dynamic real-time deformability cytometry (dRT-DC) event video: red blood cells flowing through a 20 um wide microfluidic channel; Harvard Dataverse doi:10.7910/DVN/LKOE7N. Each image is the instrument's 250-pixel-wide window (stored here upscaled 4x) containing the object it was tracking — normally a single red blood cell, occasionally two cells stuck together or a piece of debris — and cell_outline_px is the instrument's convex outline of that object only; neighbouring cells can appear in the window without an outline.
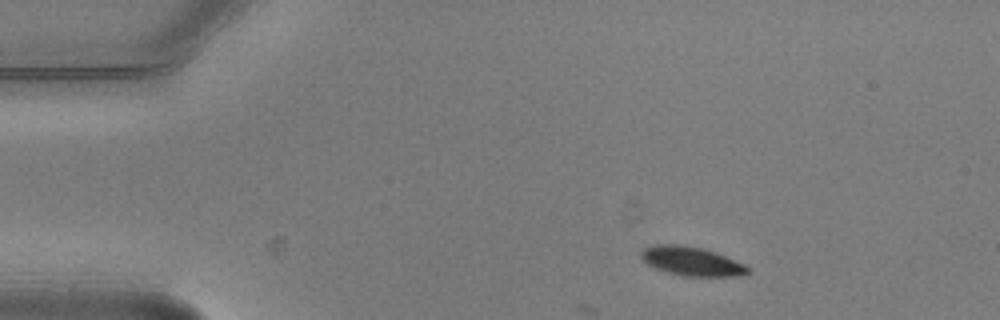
{"species": "common noctule bat (a hibernating species)", "species_latin": "Nyctalus noctula", "temperature_condition": "warm", "stored_images_in_passage": 5, "camera_frame_rate_fps": 3000, "um_per_image_px": 0.085, "animal": {"sex": "male", "body_mass_g": 20.5, "forearm_length_mm": 52.5}, "frame": {"image": 1, "passage_image": 1, "time_ms": 0.0, "image_size_px": [1000, 320], "cell_outline_px": [[752, 272], [740, 276], [684, 276], [668, 272], [656, 268], [648, 264], [640, 256], [640, 252], [644, 248], [656, 244], [676, 244], [700, 248], [716, 252], [744, 264]], "centroid_in_image_um": [58.8, 22.21], "position_along_channel_um": 26.2, "area_um2": 17.86}}
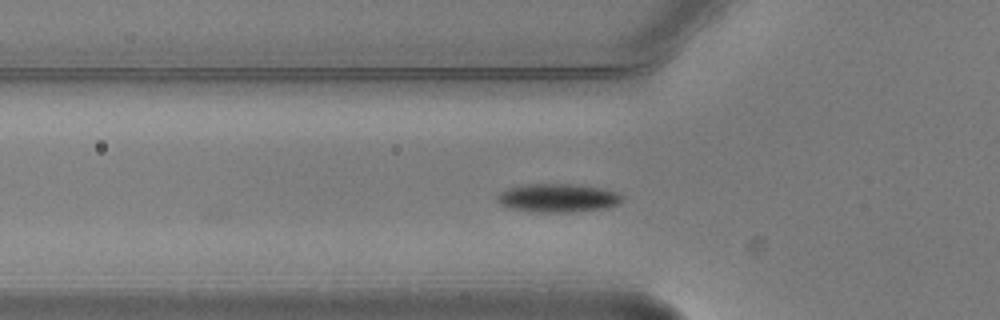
{"frame": {"image": 2, "passage_image": 4, "time_ms": 1.0, "image_size_px": [1000, 320], "cell_outline_px": [[624, 196], [620, 204], [608, 208], [572, 212], [544, 212], [508, 208], [500, 204], [496, 200], [496, 196], [500, 192], [508, 188], [524, 184], [572, 184], [604, 188], [616, 192]], "centroid_in_image_um": [47.44, 16.82], "position_along_channel_um": 78.4, "area_um2": 20.92}}